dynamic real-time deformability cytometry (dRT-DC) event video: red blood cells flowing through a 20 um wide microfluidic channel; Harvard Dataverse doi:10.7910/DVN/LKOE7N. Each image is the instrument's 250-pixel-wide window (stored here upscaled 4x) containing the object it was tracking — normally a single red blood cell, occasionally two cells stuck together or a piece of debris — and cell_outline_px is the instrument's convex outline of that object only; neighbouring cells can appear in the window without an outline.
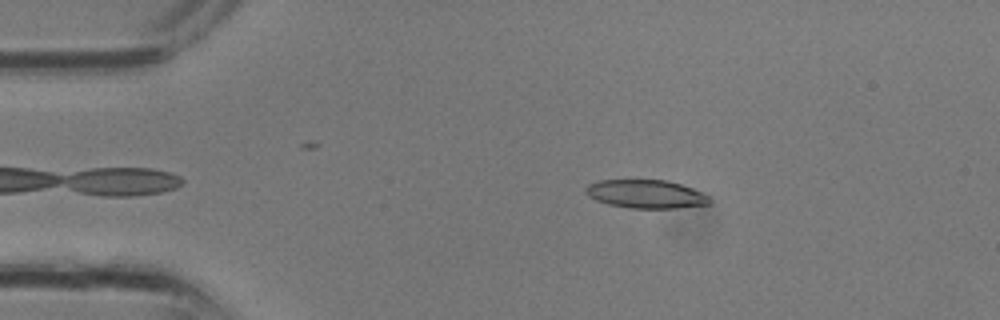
{"species": "common noctule bat (a hibernating species)", "species_latin": "Nyctalus noctula", "temperature_condition": "room temperature", "stored_images_in_passage": 15, "camera_frame_rate_fps": 3000, "um_per_image_px": 0.085, "animal": {"sex": "male", "body_mass_g": 13.3}, "frame": {"image": 1, "passage_image": 2, "time_ms": 0.333, "image_size_px": [1000, 320], "cell_outline_px": [[712, 204], [676, 208], [632, 208], [608, 204], [596, 200], [588, 196], [584, 192], [584, 188], [588, 184], [596, 180], [668, 180], [692, 188], [708, 196], [712, 200]], "centroid_in_image_um": [54.89, 16.49], "position_along_channel_um": 30.1, "area_um2": 20.63}}
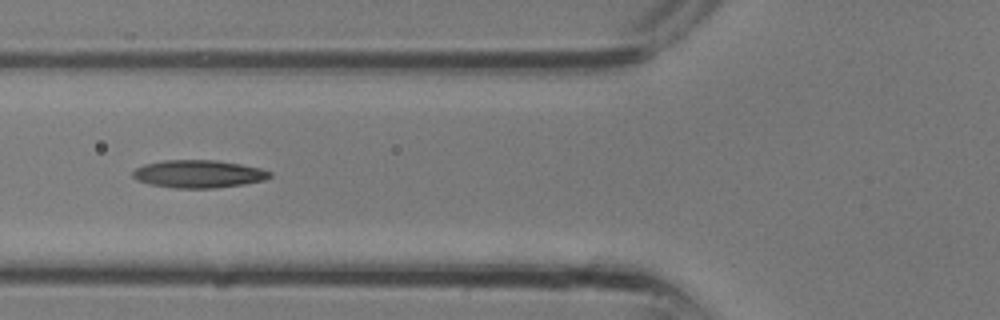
{"frame": {"image": 2, "passage_image": 8, "time_ms": 2.333, "image_size_px": [1000, 320], "cell_outline_px": [[272, 176], [264, 180], [244, 184], [212, 188], [176, 188], [148, 184], [136, 180], [132, 176], [132, 172], [136, 168], [144, 164], [164, 160], [216, 160], [240, 164], [260, 168], [272, 172]], "centroid_in_image_um": [16.86, 14.78], "position_along_channel_um": 108.9, "area_um2": 22.2}}
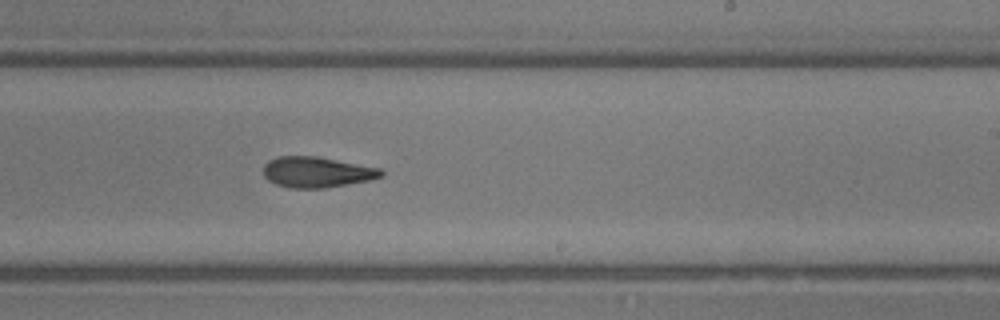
{"frame": {"image": 3, "passage_image": 15, "time_ms": 4.667, "image_size_px": [1000, 320], "cell_outline_px": [[384, 176], [368, 180], [324, 188], [288, 188], [276, 184], [268, 180], [264, 176], [264, 164], [268, 160], [280, 156], [316, 156], [380, 168], [384, 172]], "centroid_in_image_um": [26.91, 14.63], "position_along_channel_um": 262.1, "area_um2": 20.98}}